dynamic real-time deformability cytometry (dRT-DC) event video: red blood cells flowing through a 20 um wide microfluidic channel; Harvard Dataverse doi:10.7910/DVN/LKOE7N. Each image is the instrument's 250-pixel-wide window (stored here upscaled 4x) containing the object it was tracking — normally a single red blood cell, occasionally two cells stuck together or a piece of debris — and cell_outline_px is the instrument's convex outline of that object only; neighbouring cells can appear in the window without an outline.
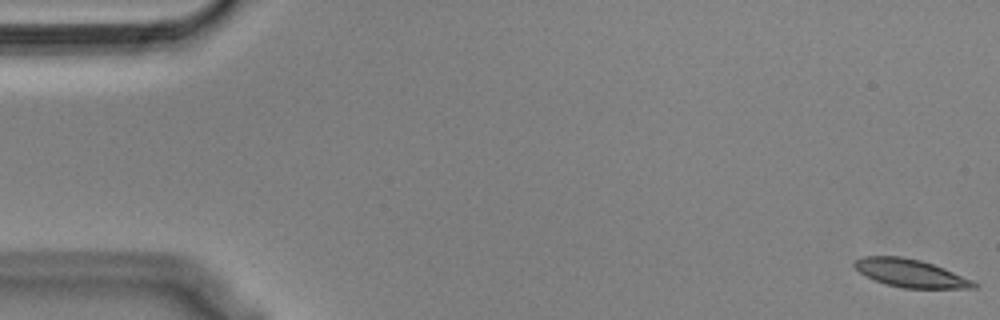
{"species": "Egyptian fruit bat (a non-hibernating species)", "species_latin": "Rousettus aegyptiacus", "temperature_condition": "cold", "stored_images_in_passage": 9, "camera_frame_rate_fps": 3000, "um_per_image_px": 0.085, "animal": {"sex": "male"}, "frame": {"image": 1, "passage_image": 1, "time_ms": 0.0, "image_size_px": [1000, 320], "cell_outline_px": [[980, 284], [976, 288], [904, 288], [884, 284], [864, 276], [852, 264], [856, 260], [864, 256], [900, 256], [920, 260], [944, 268], [972, 280]], "centroid_in_image_um": [77.38, 23.23], "position_along_channel_um": 7.6, "area_um2": 19.42}}